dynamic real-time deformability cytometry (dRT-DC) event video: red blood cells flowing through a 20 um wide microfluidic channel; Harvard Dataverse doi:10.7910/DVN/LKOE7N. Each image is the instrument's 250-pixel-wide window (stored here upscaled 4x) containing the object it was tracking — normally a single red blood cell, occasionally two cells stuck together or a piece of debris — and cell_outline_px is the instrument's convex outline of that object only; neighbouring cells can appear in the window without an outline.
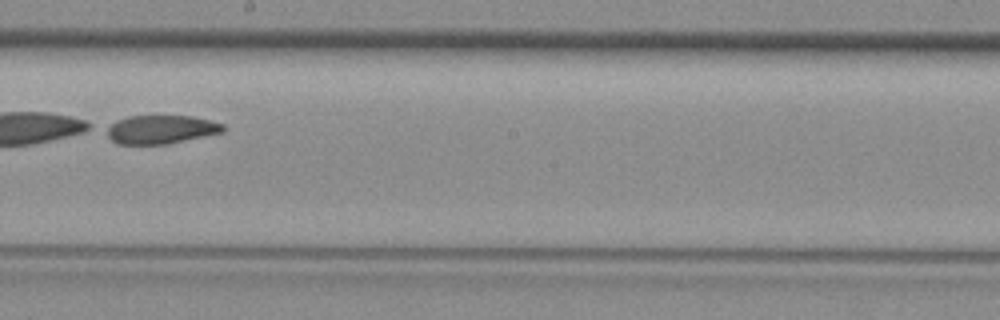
{"species": "common noctule bat (a hibernating species)", "species_latin": "Nyctalus noctula", "temperature_condition": "room temperature", "stored_images_in_passage": 31, "segment_of_instrument_passage": [2, 2], "camera_frame_rate_fps": 3000, "um_per_image_px": 0.085, "animal": {"sex": "female", "body_mass_g": 29.2, "forearm_length_mm": 56.3}, "frame": {"image": 1, "passage_image": 24, "time_ms": 7.667, "image_size_px": [1000, 320], "cell_outline_px": [[224, 132], [164, 144], [120, 144], [112, 140], [100, 128], [116, 120], [128, 116], [192, 116], [224, 124]], "centroid_in_image_um": [13.58, 10.99], "position_along_channel_um": 234.6, "area_um2": 19.48}}